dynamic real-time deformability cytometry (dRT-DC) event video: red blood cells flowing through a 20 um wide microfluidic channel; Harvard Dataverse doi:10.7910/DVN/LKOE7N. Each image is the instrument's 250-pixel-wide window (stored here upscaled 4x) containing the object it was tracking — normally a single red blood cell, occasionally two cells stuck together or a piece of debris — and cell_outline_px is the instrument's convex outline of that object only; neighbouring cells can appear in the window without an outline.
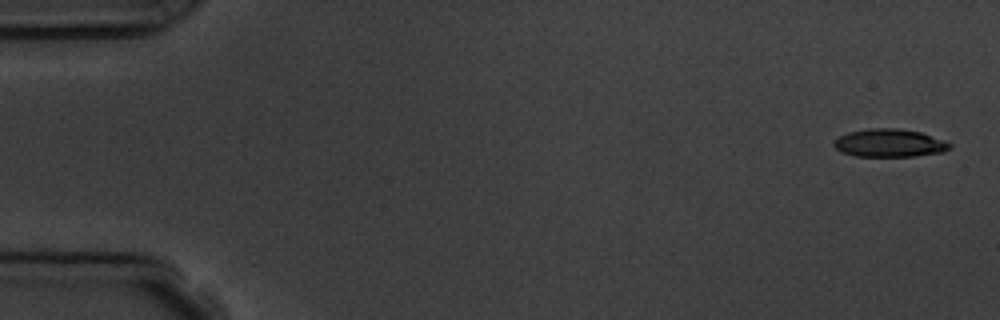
{"species": "common noctule bat (a hibernating species)", "species_latin": "Nyctalus noctula", "temperature_condition": "room temperature", "stored_images_in_passage": 5, "camera_frame_rate_fps": 3000, "um_per_image_px": 0.085, "animal": {"sex": "male", "body_mass_g": 19.5, "forearm_length_mm": 54.6}, "frame": {"image": 1, "passage_image": 1, "time_ms": 0.0, "image_size_px": [1000, 320], "cell_outline_px": [[952, 148], [944, 152], [912, 156], [856, 156], [840, 152], [832, 144], [840, 136], [848, 132], [868, 128], [896, 128], [920, 132], [952, 144]], "centroid_in_image_um": [75.59, 12.16], "position_along_channel_um": 9.4, "area_um2": 18.79}}
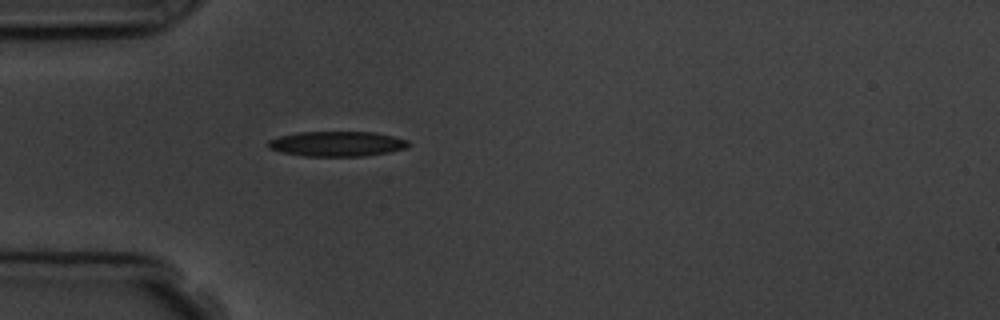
{"frame": {"image": 2, "passage_image": 5, "time_ms": 4.667, "image_size_px": [1000, 320], "cell_outline_px": [[408, 148], [388, 152], [364, 156], [304, 156], [280, 152], [268, 148], [268, 140], [280, 136], [296, 132], [376, 132], [408, 140]], "centroid_in_image_um": [28.62, 12.22], "position_along_channel_um": 56.4, "area_um2": 20.52}}